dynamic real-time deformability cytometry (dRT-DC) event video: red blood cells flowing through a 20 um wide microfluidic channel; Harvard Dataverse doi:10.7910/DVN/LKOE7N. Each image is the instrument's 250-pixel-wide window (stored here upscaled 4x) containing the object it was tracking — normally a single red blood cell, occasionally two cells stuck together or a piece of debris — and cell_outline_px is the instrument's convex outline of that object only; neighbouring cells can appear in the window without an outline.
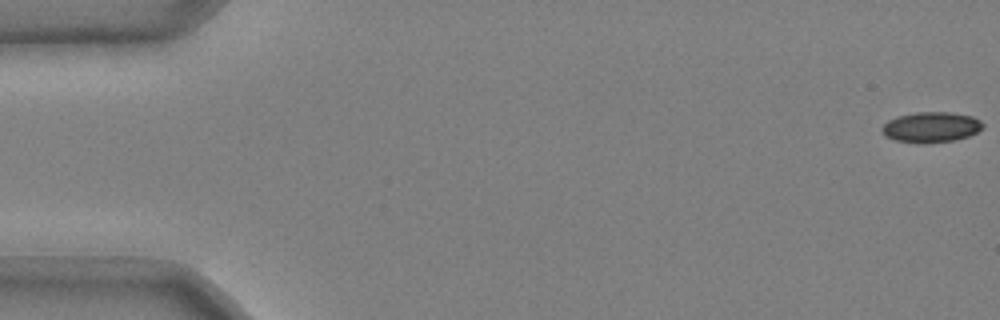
{"species": "common noctule bat (a hibernating species)", "species_latin": "Nyctalus noctula", "temperature_condition": "cold", "stored_images_in_passage": 50, "camera_frame_rate_fps": 3000, "um_per_image_px": 0.085, "animal": {"sex": "male", "body_mass_g": 20.4}, "frame": {"image": 1, "passage_image": 1, "time_ms": 0.0, "image_size_px": [1000, 320], "cell_outline_px": [[984, 128], [968, 136], [956, 140], [924, 144], [896, 140], [884, 136], [880, 128], [888, 120], [896, 116], [916, 112], [952, 112], [972, 116], [980, 120], [984, 124]], "centroid_in_image_um": [79.14, 10.81], "position_along_channel_um": 5.9, "area_um2": 18.15}}
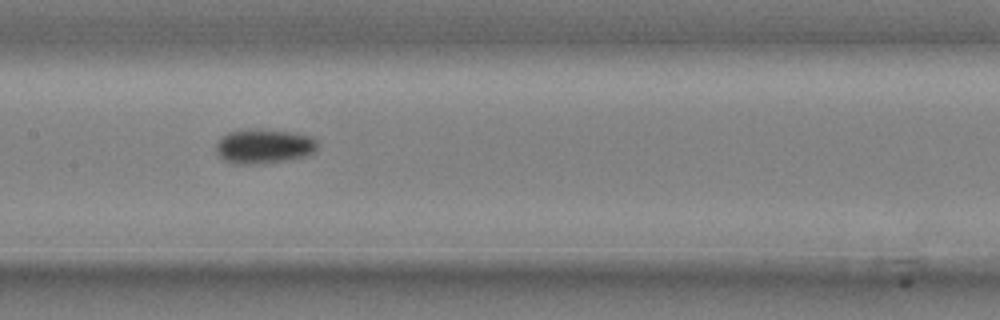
{"frame": {"image": 2, "passage_image": 27, "time_ms": 8.667, "image_size_px": [1000, 320], "cell_outline_px": [[320, 144], [316, 152], [308, 156], [288, 160], [264, 164], [232, 164], [224, 160], [216, 152], [216, 144], [228, 132], [240, 128], [260, 128], [296, 132], [312, 136]], "centroid_in_image_um": [22.49, 12.42], "position_along_channel_um": 184.9, "area_um2": 21.27}}
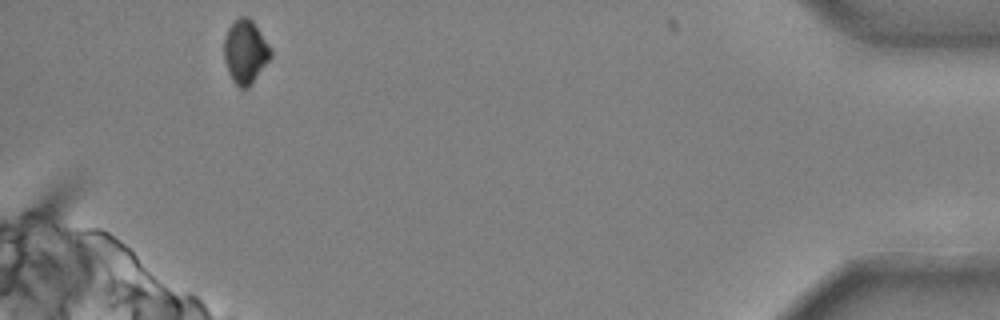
{"frame": {"image": 3, "passage_image": 50, "time_ms": 16.333, "image_size_px": [1000, 320], "cell_outline_px": [[272, 56], [252, 84], [248, 88], [240, 88], [232, 80], [228, 72], [224, 60], [224, 36], [228, 28], [240, 16], [248, 16], [252, 20], [272, 48]], "centroid_in_image_um": [20.86, 4.4], "position_along_channel_um": 414.3, "area_um2": 17.46}, "authors_computed_cell_mechanics": {"area_um2": 18.3804, "velocity_mm_per_s": 3.7181, "shape_relaxation_time_tau1_ms": 3.4734, "shape_relaxation_time_tau2_ms": null, "deformation_change_tau1": 0.0984, "deformation_change_tau2": null}}